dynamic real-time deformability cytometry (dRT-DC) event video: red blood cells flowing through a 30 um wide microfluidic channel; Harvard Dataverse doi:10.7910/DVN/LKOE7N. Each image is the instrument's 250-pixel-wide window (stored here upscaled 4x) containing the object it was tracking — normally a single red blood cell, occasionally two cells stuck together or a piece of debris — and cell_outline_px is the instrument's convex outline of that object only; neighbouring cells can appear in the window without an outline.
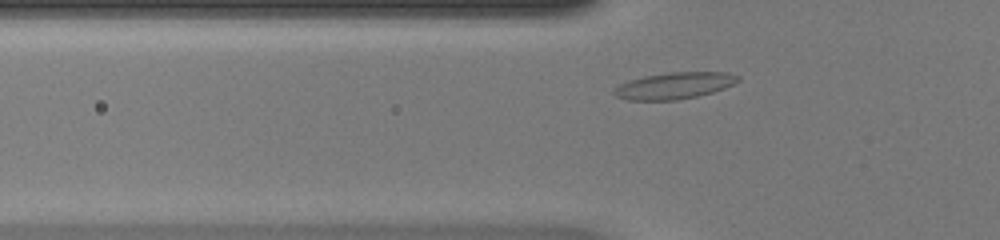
{"species": "common noctule bat (a hibernating species)", "species_latin": "Nyctalus noctula", "temperature_condition": "warm", "stored_images_in_passage": 37, "camera_frame_rate_fps": 3000, "um_per_image_px": 0.085, "animal": {"sex": "female", "body_mass_g": 20.0, "forearm_length_mm": 54.0}, "frame": {"image": 1, "passage_image": 5, "time_ms": 1.333, "image_size_px": [1000, 240], "cell_outline_px": [[740, 80], [724, 88], [712, 92], [696, 96], [676, 100], [628, 100], [616, 96], [612, 92], [620, 84], [628, 80], [644, 76], [668, 72], [728, 72], [740, 76]], "centroid_in_image_um": [57.31, 7.27], "position_along_channel_um": 68.5, "area_um2": 19.13}}
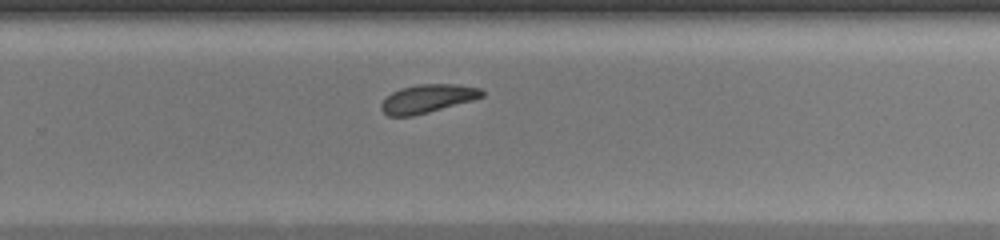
{"frame": {"image": 2, "passage_image": 21, "time_ms": 6.667, "image_size_px": [1000, 240], "cell_outline_px": [[484, 96], [472, 100], [428, 112], [412, 116], [388, 116], [380, 108], [380, 104], [392, 92], [400, 88], [416, 84], [456, 84], [480, 88], [484, 92]], "centroid_in_image_um": [36.33, 8.37], "position_along_channel_um": 293.5, "area_um2": 16.53}}
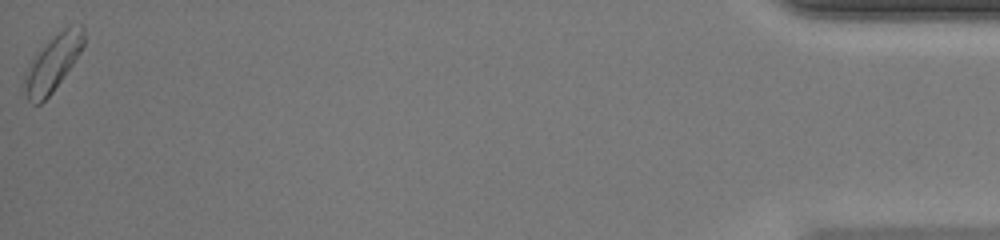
{"frame": {"image": 3, "passage_image": 37, "time_ms": 12.0, "image_size_px": [1000, 240], "cell_outline_px": [[84, 44], [80, 52], [72, 64], [52, 92], [40, 104], [32, 104], [28, 100], [24, 92], [24, 76], [28, 64], [64, 28], [80, 24], [84, 24]], "centroid_in_image_um": [4.49, 5.41], "position_along_channel_um": 430.7, "area_um2": 18.55}, "authors_computed_cell_mechanics": {"area_um2": 17.2822, "velocity_mm_per_s": 4.2457, "shape_relaxation_time_tau1_ms": 4.2332, "shape_relaxation_time_tau2_ms": null, "deformation_change_tau1": 0.121, "deformation_change_tau2": null}}